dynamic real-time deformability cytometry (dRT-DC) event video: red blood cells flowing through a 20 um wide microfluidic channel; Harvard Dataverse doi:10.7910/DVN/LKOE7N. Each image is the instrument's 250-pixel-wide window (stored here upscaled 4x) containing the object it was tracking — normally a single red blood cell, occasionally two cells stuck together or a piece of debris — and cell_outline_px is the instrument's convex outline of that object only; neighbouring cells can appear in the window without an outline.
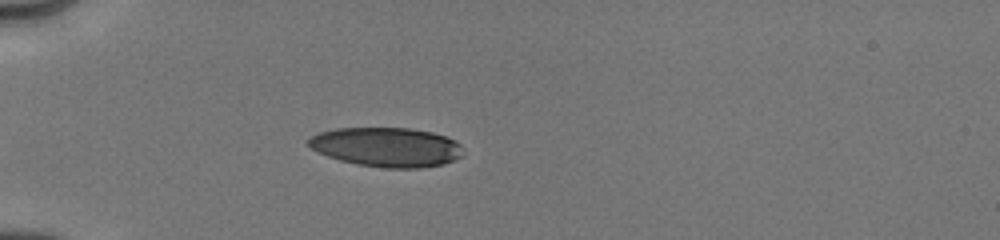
{"species": "human", "species_latin": "Homo sapiens", "temperature_condition": "cold", "stored_images_in_passage": 6, "camera_frame_rate_fps": 3000, "um_per_image_px": 0.085, "donor": {"sex": "male"}, "frame": {"image": 1, "passage_image": 3, "time_ms": 1.333, "image_size_px": [1000, 240], "cell_outline_px": [[464, 156], [444, 164], [420, 168], [384, 168], [356, 164], [340, 160], [316, 152], [304, 140], [320, 132], [336, 128], [408, 128], [432, 132], [448, 136], [456, 140], [460, 144]], "centroid_in_image_um": [32.88, 12.5], "position_along_channel_um": 52.1, "area_um2": 35.84}}
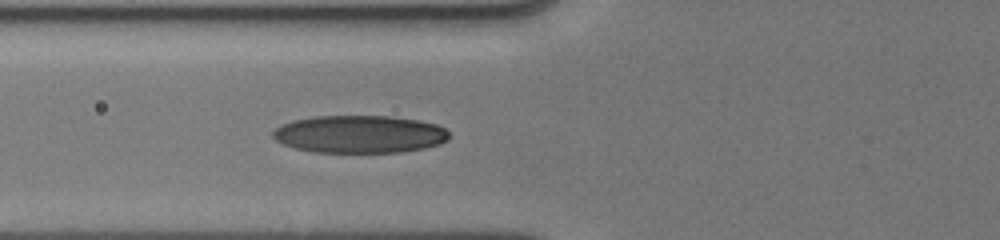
{"frame": {"image": 2, "passage_image": 6, "time_ms": 3.0, "image_size_px": [1000, 240], "cell_outline_px": [[448, 140], [440, 144], [424, 148], [400, 152], [316, 152], [296, 148], [284, 144], [276, 140], [272, 136], [272, 132], [280, 124], [292, 120], [316, 116], [392, 116], [416, 120], [436, 124], [444, 128], [448, 132]], "centroid_in_image_um": [30.55, 11.4], "position_along_channel_um": 95.2, "area_um2": 38.61}}